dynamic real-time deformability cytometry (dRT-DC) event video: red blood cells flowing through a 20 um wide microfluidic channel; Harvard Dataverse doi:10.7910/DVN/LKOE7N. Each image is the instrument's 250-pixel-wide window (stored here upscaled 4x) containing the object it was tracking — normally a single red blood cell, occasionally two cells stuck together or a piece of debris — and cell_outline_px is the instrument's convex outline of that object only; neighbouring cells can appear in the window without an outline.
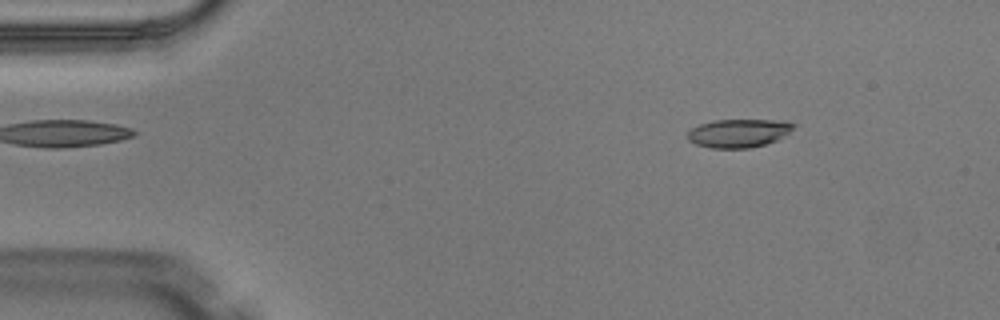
{"species": "Egyptian fruit bat (a non-hibernating species)", "species_latin": "Rousettus aegyptiacus", "temperature_condition": "warm", "stored_images_in_passage": 2, "camera_frame_rate_fps": 3000, "um_per_image_px": 0.085, "animal": {"sex": "male"}, "frame": {"image": 1, "passage_image": 1, "time_ms": 0.0, "image_size_px": [1000, 320], "cell_outline_px": [[796, 124], [784, 136], [776, 140], [764, 144], [748, 148], [712, 148], [696, 144], [688, 140], [684, 136], [692, 128], [700, 124], [716, 120], [772, 120]], "centroid_in_image_um": [62.71, 11.32], "position_along_channel_um": 22.3, "area_um2": 17.28}}